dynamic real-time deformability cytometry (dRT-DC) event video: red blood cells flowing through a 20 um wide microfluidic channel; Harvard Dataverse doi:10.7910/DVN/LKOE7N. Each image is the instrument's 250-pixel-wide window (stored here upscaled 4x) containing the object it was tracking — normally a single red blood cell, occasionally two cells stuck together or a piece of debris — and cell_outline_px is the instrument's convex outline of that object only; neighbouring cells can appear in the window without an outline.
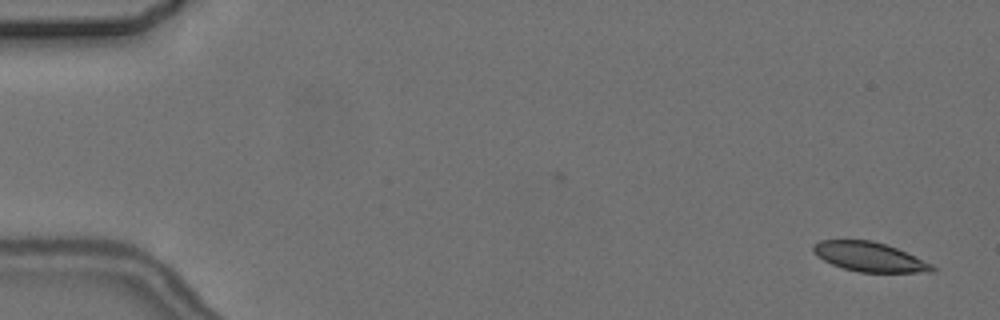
{"species": "common noctule bat (a hibernating species)", "species_latin": "Nyctalus noctula", "temperature_condition": "cold", "stored_images_in_passage": 3, "camera_frame_rate_fps": 3000, "um_per_image_px": 0.085, "animal": {"sex": "female", "body_mass_g": 24.6, "forearm_length_mm": 56.2}, "frame": {"image": 1, "passage_image": 1, "time_ms": 0.0, "image_size_px": [1000, 320], "cell_outline_px": [[936, 272], [860, 272], [844, 268], [832, 264], [816, 256], [812, 252], [812, 244], [820, 240], [872, 240], [896, 248], [932, 264], [936, 268]], "centroid_in_image_um": [73.87, 21.83], "position_along_channel_um": 11.1, "area_um2": 20.29}}